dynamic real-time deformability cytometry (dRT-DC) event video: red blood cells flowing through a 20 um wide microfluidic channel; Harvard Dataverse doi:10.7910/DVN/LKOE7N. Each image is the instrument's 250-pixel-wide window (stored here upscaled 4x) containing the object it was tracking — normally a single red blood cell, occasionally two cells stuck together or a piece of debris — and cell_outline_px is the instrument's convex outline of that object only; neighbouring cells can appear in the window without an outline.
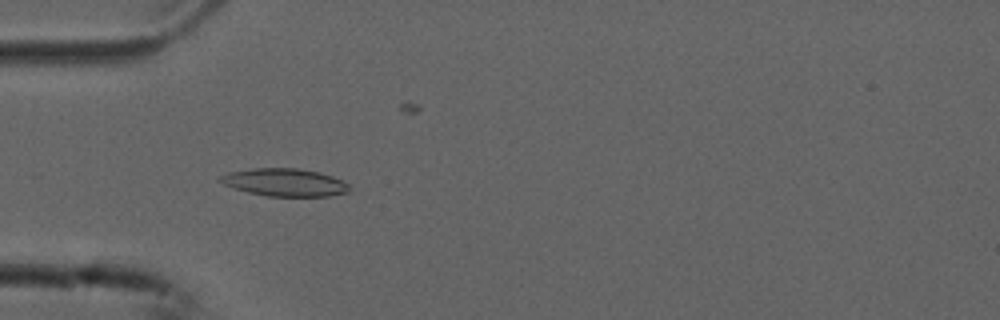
{"species": "common noctule bat (a hibernating species)", "species_latin": "Nyctalus noctula", "temperature_condition": "cold", "stored_images_in_passage": 46, "camera_frame_rate_fps": 3000, "um_per_image_px": 0.085, "animal": {"sex": "male", "forearm_length_mm": 52.5}, "frame": {"image": 1, "passage_image": 14, "time_ms": 4.333, "image_size_px": [1000, 320], "cell_outline_px": [[352, 188], [348, 192], [328, 196], [268, 196], [248, 192], [224, 184], [216, 180], [220, 176], [228, 172], [252, 168], [296, 168], [320, 172], [332, 176], [348, 184]], "centroid_in_image_um": [24.19, 15.49], "position_along_channel_um": 60.8, "area_um2": 20.81}}
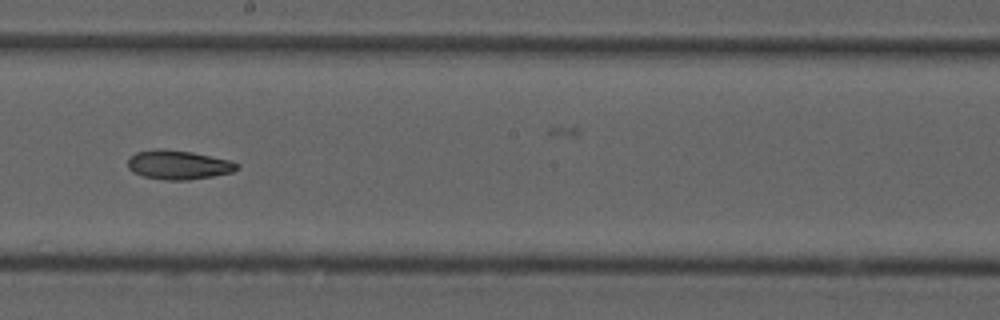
{"frame": {"image": 2, "passage_image": 28, "time_ms": 9.0, "image_size_px": [1000, 320], "cell_outline_px": [[240, 168], [232, 172], [212, 176], [188, 180], [164, 180], [144, 176], [132, 172], [128, 168], [128, 160], [136, 152], [156, 148], [160, 148], [192, 152], [228, 160], [240, 164]], "centroid_in_image_um": [15.16, 14.01], "position_along_channel_um": 233.0, "area_um2": 18.5}}
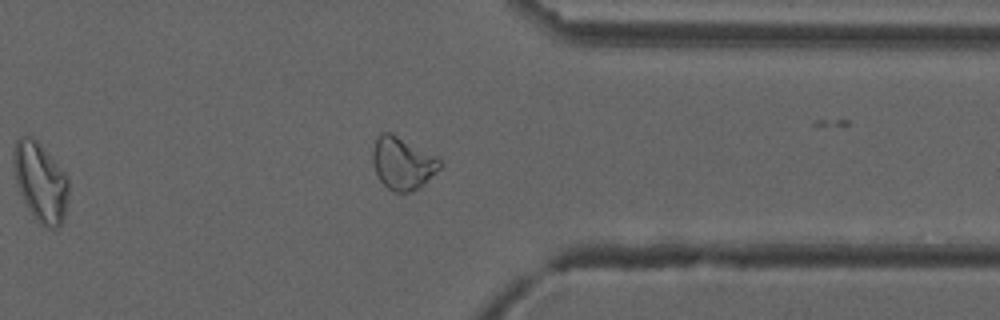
{"frame": {"image": 3, "passage_image": 40, "time_ms": 13.0, "image_size_px": [1000, 320], "cell_outline_px": [[68, 196], [64, 216], [60, 224], [56, 228], [44, 228], [32, 216], [24, 204], [16, 184], [12, 168], [12, 152], [16, 140], [20, 136], [32, 136], [44, 148], [68, 176]], "centroid_in_image_um": [3.39, 15.47], "position_along_channel_um": 408.0, "area_um2": 25.89}, "authors_computed_cell_mechanics": {"area_um2": 20.2011, "velocity_mm_per_s": 3.7444, "shape_relaxation_time_tau1_ms": null, "shape_relaxation_time_tau2_ms": 4.246, "deformation_change_tau1": null, "deformation_change_tau2": 0.1129}}